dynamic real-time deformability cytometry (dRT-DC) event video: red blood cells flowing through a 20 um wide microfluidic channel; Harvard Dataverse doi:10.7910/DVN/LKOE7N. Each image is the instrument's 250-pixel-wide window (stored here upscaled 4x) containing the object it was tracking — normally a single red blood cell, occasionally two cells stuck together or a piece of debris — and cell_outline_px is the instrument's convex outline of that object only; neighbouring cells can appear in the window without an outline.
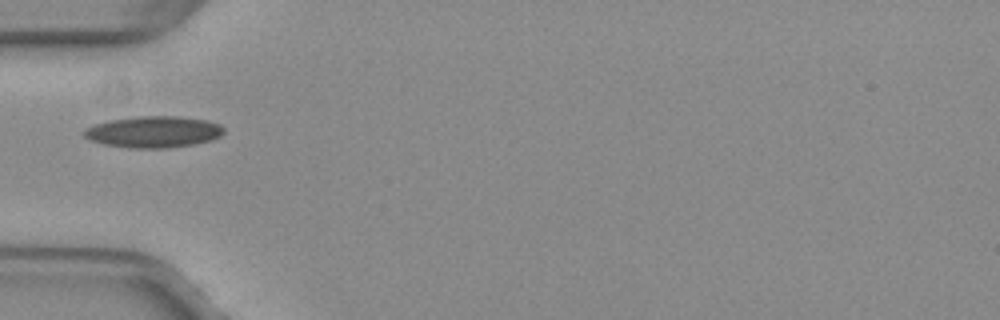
{"species": "common noctule bat (a hibernating species)", "species_latin": "Nyctalus noctula", "temperature_condition": "warm", "stored_images_in_passage": 35, "camera_frame_rate_fps": 3000, "um_per_image_px": 0.085, "animal": {"sex": "female", "body_mass_g": 29.2, "forearm_length_mm": 56.3}, "frame": {"image": 1, "passage_image": 1, "time_ms": 0.0, "image_size_px": [1000, 320], "cell_outline_px": [[224, 132], [220, 136], [212, 140], [192, 144], [168, 148], [128, 148], [104, 144], [88, 140], [84, 136], [84, 132], [88, 128], [96, 124], [108, 120], [136, 116], [180, 116], [208, 120], [220, 124], [224, 128]], "centroid_in_image_um": [13.07, 11.2], "position_along_channel_um": 71.9, "area_um2": 25.72}}
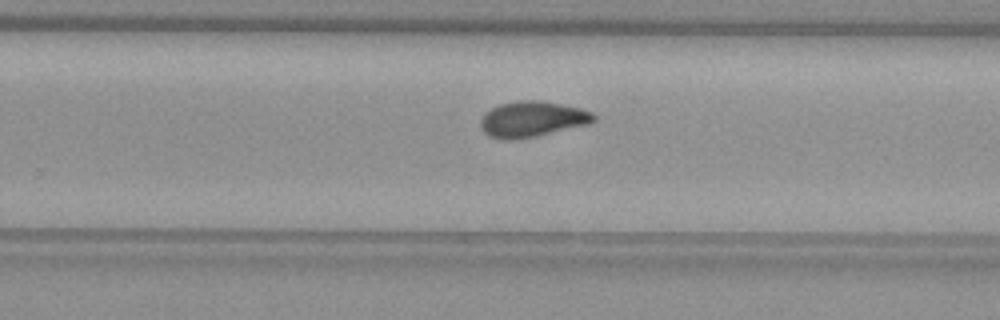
{"frame": {"image": 2, "passage_image": 17, "time_ms": 5.333, "image_size_px": [1000, 320], "cell_outline_px": [[596, 120], [588, 124], [536, 136], [512, 140], [508, 140], [488, 136], [484, 132], [480, 124], [480, 120], [484, 112], [500, 104], [516, 100], [540, 100], [580, 108], [592, 112], [596, 116]], "centroid_in_image_um": [45.22, 10.12], "position_along_channel_um": 284.6, "area_um2": 23.52}}
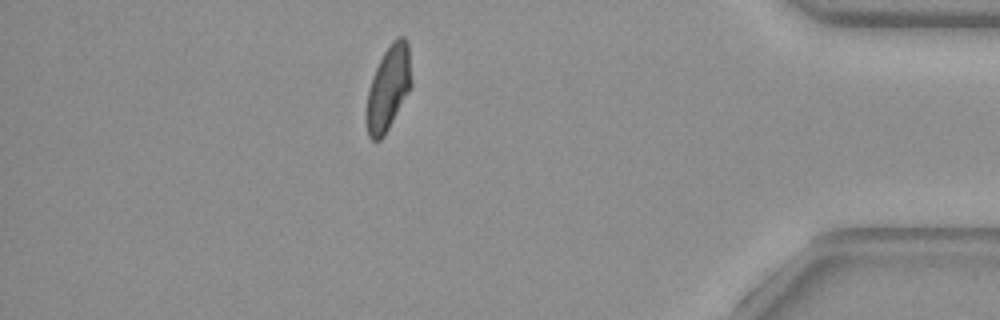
{"frame": {"image": 3, "passage_image": 29, "time_ms": 9.333, "image_size_px": [1000, 320], "cell_outline_px": [[412, 84], [408, 92], [384, 136], [380, 140], [372, 140], [368, 136], [364, 116], [368, 92], [372, 76], [384, 52], [400, 36], [404, 36], [408, 40]], "centroid_in_image_um": [32.99, 7.53], "position_along_channel_um": 402.2, "area_um2": 22.02}, "authors_computed_cell_mechanics": {"area_um2": 22.7154, "velocity_mm_per_s": 3.9784, "shape_relaxation_time_tau1_ms": null, "shape_relaxation_time_tau2_ms": 4.2271, "deformation_change_tau1": null, "deformation_change_tau2": 0.0922}}